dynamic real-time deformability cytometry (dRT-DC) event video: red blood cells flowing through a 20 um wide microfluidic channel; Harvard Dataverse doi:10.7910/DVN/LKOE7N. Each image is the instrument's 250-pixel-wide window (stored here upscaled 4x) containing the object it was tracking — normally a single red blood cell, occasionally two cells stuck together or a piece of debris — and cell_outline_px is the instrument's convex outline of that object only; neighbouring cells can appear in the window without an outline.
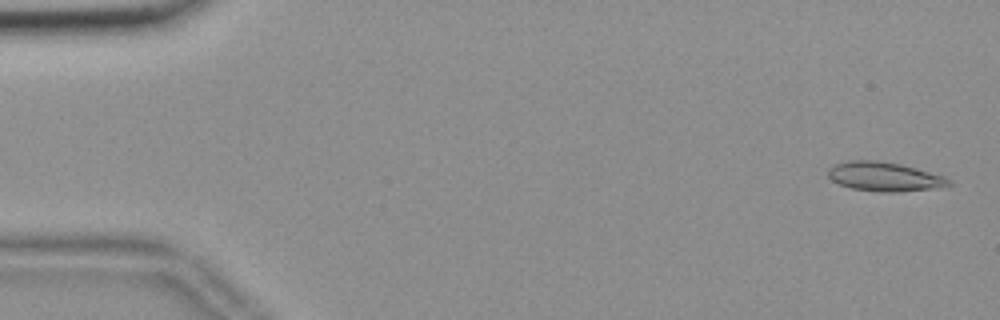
{"species": "common noctule bat (a hibernating species)", "species_latin": "Nyctalus noctula", "temperature_condition": "room temperature", "stored_images_in_passage": 55, "camera_frame_rate_fps": 3000, "um_per_image_px": 0.085, "animal": {"sex": "female", "body_mass_g": 18.4}, "frame": {"image": 1, "passage_image": 2, "time_ms": 0.333, "image_size_px": [1000, 320], "cell_outline_px": [[952, 184], [932, 188], [900, 192], [880, 192], [852, 188], [840, 184], [832, 180], [828, 176], [828, 168], [836, 164], [848, 160], [876, 160], [900, 164], [916, 168], [944, 176], [952, 180]], "centroid_in_image_um": [75.17, 15.01], "position_along_channel_um": 9.8, "area_um2": 20.4}}
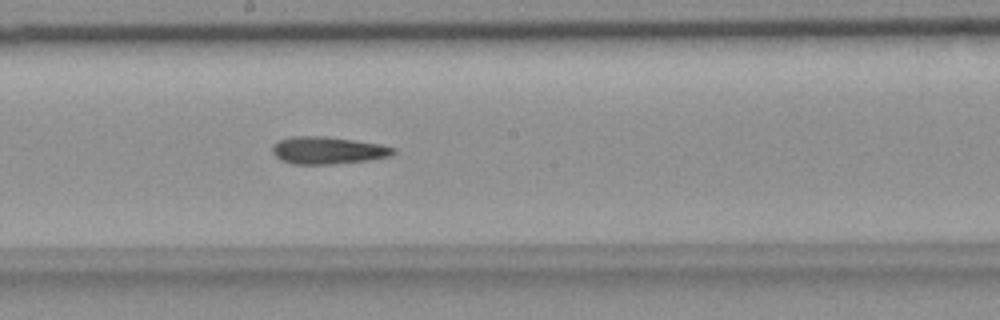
{"frame": {"image": 2, "passage_image": 30, "time_ms": 9.667, "image_size_px": [1000, 320], "cell_outline_px": [[396, 152], [392, 156], [368, 160], [336, 164], [292, 164], [280, 160], [272, 152], [272, 144], [280, 140], [292, 136], [320, 136], [352, 140], [380, 144], [396, 148]], "centroid_in_image_um": [27.86, 12.79], "position_along_channel_um": 220.3, "area_um2": 19.31}}
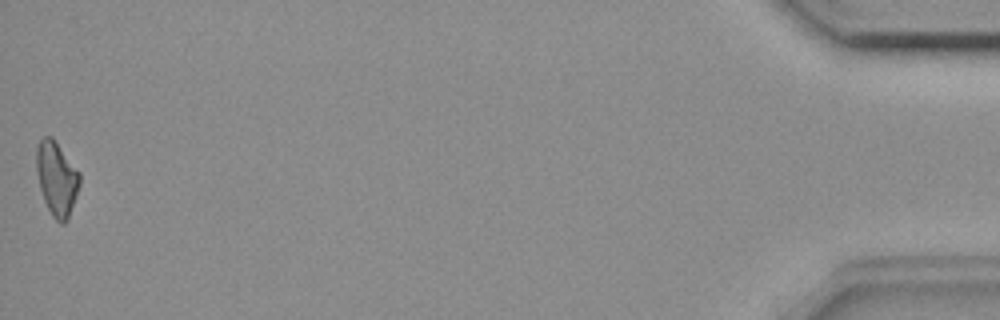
{"frame": {"image": 3, "passage_image": 55, "time_ms": 18.0, "image_size_px": [1000, 320], "cell_outline_px": [[80, 184], [68, 220], [64, 224], [60, 224], [52, 216], [44, 200], [40, 188], [36, 168], [36, 148], [40, 140], [44, 136], [52, 136], [80, 172]], "centroid_in_image_um": [4.82, 15.18], "position_along_channel_um": 430.4, "area_um2": 18.73}, "authors_computed_cell_mechanics": {"area_um2": 19.3052, "velocity_mm_per_s": 3.6872, "shape_relaxation_time_tau1_ms": null, "shape_relaxation_time_tau2_ms": 6.4115, "deformation_change_tau1": null, "deformation_change_tau2": 0.1534}}